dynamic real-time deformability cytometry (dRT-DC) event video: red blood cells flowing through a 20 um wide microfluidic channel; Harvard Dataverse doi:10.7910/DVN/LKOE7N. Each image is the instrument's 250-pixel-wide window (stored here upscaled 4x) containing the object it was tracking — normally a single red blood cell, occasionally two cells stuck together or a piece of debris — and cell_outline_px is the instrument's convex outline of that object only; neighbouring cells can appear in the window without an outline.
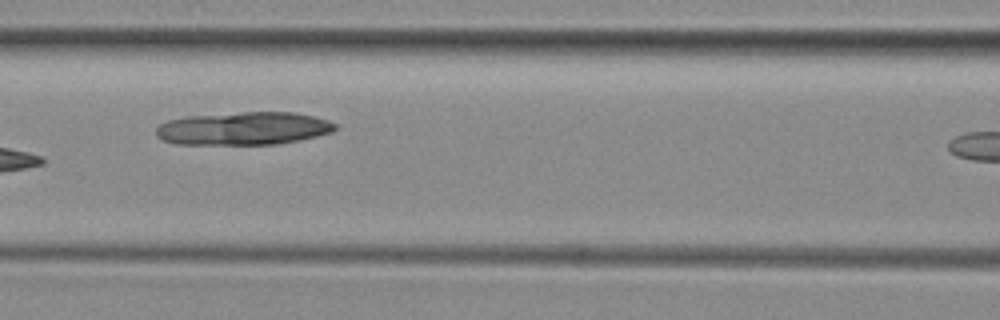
{"species": "common noctule bat (a hibernating species)", "species_latin": "Nyctalus noctula", "temperature_condition": "room temperature", "stored_images_in_passage": 9, "segment_of_instrument_passage": [1, 2], "camera_frame_rate_fps": 3000, "um_per_image_px": 0.085, "animal": {"sex": "female", "body_mass_g": 29.2, "forearm_length_mm": 56.3}, "frame": {"image": 1, "passage_image": 6, "time_ms": 6.0, "image_size_px": [1000, 320], "cell_outline_px": [[336, 128], [332, 132], [300, 140], [276, 144], [176, 144], [160, 140], [156, 136], [156, 128], [160, 124], [168, 120], [188, 116], [240, 112], [296, 112], [328, 120], [336, 124]], "centroid_in_image_um": [20.68, 10.92], "position_along_channel_um": 145.9, "area_um2": 34.51}}
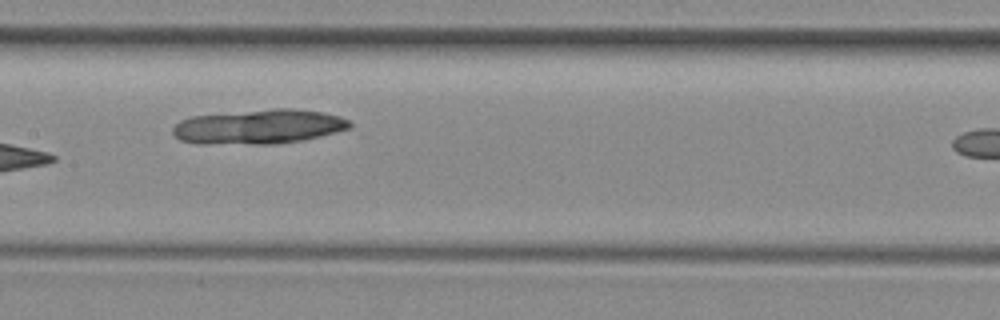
{"frame": {"image": 2, "passage_image": 7, "time_ms": 7.0, "image_size_px": [1000, 320], "cell_outline_px": [[352, 128], [320, 136], [300, 140], [276, 144], [200, 144], [180, 140], [172, 132], [172, 128], [180, 120], [188, 116], [276, 108], [296, 108], [324, 112], [340, 116], [348, 120], [352, 124]], "centroid_in_image_um": [21.99, 10.76], "position_along_channel_um": 185.4, "area_um2": 35.95}}